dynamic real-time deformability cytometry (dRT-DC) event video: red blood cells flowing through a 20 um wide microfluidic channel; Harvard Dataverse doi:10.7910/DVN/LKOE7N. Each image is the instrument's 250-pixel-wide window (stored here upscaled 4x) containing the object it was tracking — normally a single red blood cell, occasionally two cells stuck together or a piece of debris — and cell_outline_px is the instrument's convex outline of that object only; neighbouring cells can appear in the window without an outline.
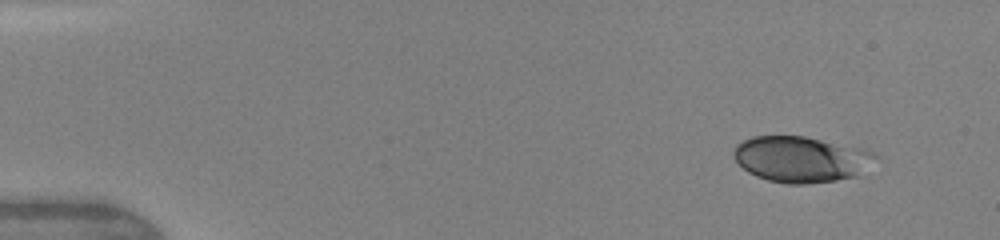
{"species": "human", "species_latin": "Homo sapiens", "temperature_condition": "warm", "stored_images_in_passage": 7, "camera_frame_rate_fps": 3000, "um_per_image_px": 0.085, "donor": {"sex": "female"}, "frame": {"image": 1, "passage_image": 1, "time_ms": 0.0, "image_size_px": [1000, 240], "cell_outline_px": [[856, 176], [836, 180], [808, 184], [788, 184], [768, 180], [756, 176], [748, 172], [732, 156], [732, 152], [736, 144], [752, 136], [804, 136], [820, 140], [844, 148]], "centroid_in_image_um": [67.42, 13.56], "position_along_channel_um": 17.6, "area_um2": 33.35}}
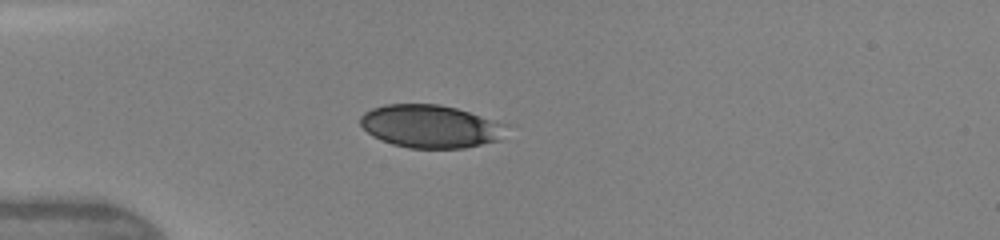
{"frame": {"image": 2, "passage_image": 4, "time_ms": 3.0, "image_size_px": [1000, 240], "cell_outline_px": [[508, 124], [500, 140], [464, 148], [408, 148], [392, 144], [372, 136], [360, 124], [360, 116], [364, 112], [372, 108], [384, 104], [440, 104], [456, 108]], "centroid_in_image_um": [36.57, 10.73], "position_along_channel_um": 48.4, "area_um2": 36.59}}
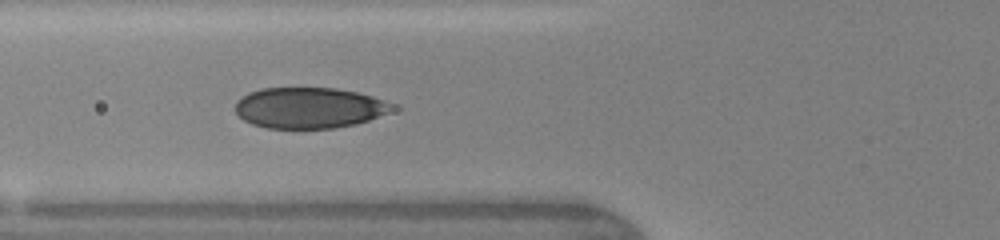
{"frame": {"image": 3, "passage_image": 6, "time_ms": 4.667, "image_size_px": [1000, 240], "cell_outline_px": [[404, 108], [356, 124], [332, 128], [268, 128], [252, 124], [244, 120], [236, 112], [236, 100], [248, 92], [260, 88], [336, 88], [356, 92], [372, 96], [384, 100]], "centroid_in_image_um": [26.34, 9.16], "position_along_channel_um": 99.5, "area_um2": 37.74}}